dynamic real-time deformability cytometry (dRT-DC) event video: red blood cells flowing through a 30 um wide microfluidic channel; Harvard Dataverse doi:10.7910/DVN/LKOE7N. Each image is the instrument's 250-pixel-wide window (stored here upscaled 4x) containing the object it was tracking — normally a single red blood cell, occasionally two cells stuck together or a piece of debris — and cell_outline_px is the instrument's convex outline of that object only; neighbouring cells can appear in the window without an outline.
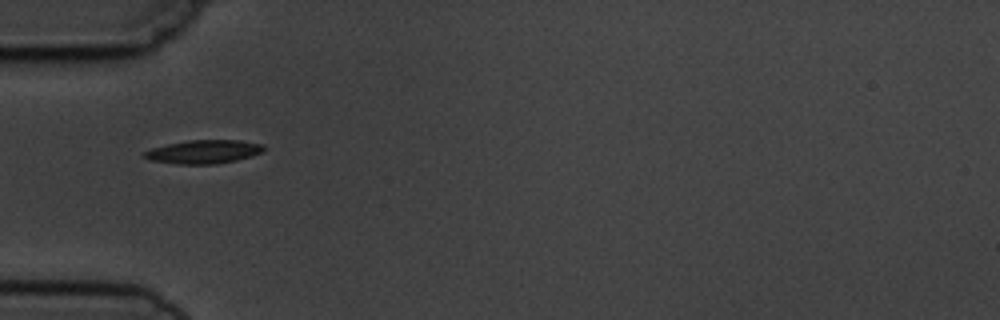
{"species": "common noctule bat (a hibernating species)", "species_latin": "Nyctalus noctula", "temperature_condition": "cold", "stored_images_in_passage": 7, "segment_of_instrument_passage": [2, 2], "camera_frame_rate_fps": 3000, "um_per_image_px": 0.085, "animal": {"sex": "male", "body_mass_g": 19.5, "forearm_length_mm": 54.6}, "frame": {"image": 1, "passage_image": 6, "time_ms": 5.667, "image_size_px": [1000, 320], "cell_outline_px": [[264, 152], [252, 156], [236, 160], [216, 164], [176, 164], [152, 160], [144, 156], [140, 152], [152, 148], [168, 144], [188, 140], [240, 140], [264, 144]], "centroid_in_image_um": [17.34, 12.89], "position_along_channel_um": 67.7, "area_um2": 16.47}}
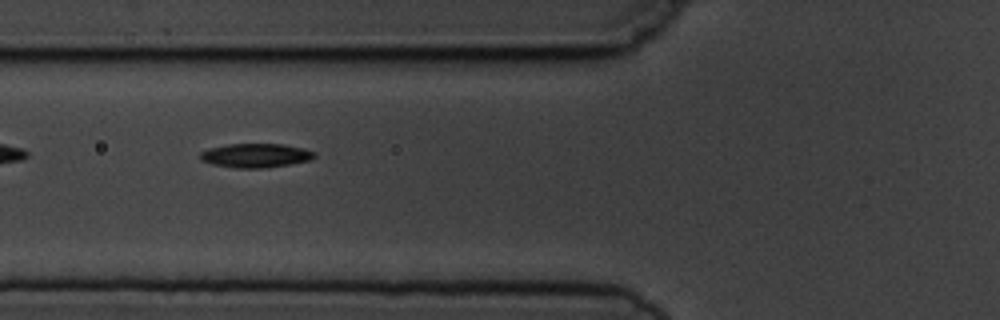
{"frame": {"image": 2, "passage_image": 7, "time_ms": 6.667, "image_size_px": [1000, 320], "cell_outline_px": [[316, 156], [312, 160], [264, 168], [236, 168], [212, 164], [200, 160], [200, 152], [208, 148], [228, 144], [284, 144], [304, 148], [316, 152]], "centroid_in_image_um": [21.74, 13.21], "position_along_channel_um": 104.1, "area_um2": 16.13}}